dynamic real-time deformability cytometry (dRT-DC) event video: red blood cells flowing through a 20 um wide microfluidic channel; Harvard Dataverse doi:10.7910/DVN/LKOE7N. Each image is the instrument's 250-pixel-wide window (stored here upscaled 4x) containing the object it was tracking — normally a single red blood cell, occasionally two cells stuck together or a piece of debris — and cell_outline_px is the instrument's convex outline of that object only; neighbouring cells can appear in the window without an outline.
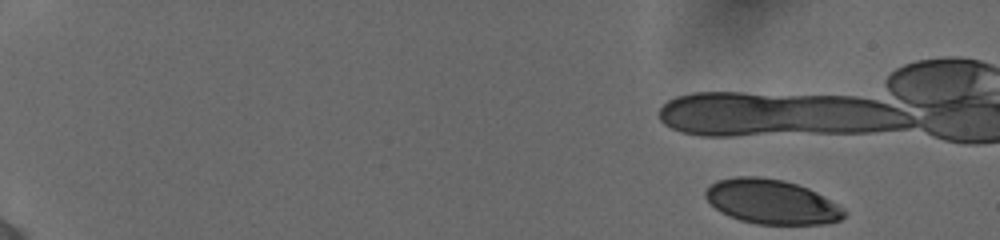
{"species": "human", "species_latin": "Homo sapiens", "temperature_condition": "cold", "stored_images_in_passage": 12, "camera_frame_rate_fps": 3000, "um_per_image_px": 0.085, "donor": {"sex": "female"}, "frame": {"image": 1, "passage_image": 1, "time_ms": 0.0, "image_size_px": [1000, 240], "cell_outline_px": [[848, 212], [840, 220], [824, 224], [756, 224], [740, 220], [716, 208], [704, 196], [704, 192], [716, 180], [736, 176], [756, 176], [784, 180], [808, 188], [824, 196], [844, 208]], "centroid_in_image_um": [65.62, 17.14], "position_along_channel_um": 19.4, "area_um2": 35.84}}